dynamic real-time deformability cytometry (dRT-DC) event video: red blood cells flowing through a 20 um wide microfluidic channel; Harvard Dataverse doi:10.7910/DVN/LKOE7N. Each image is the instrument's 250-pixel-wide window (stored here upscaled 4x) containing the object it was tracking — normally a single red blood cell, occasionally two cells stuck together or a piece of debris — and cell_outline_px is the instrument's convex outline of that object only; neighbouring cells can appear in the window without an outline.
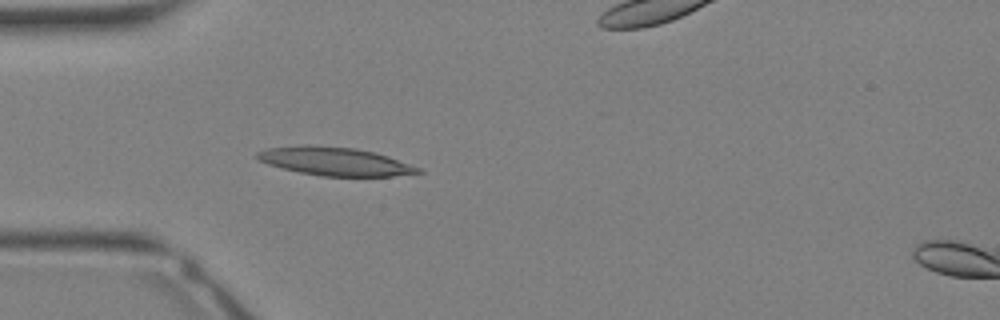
{"species": "Egyptian fruit bat (a non-hibernating species)", "species_latin": "Rousettus aegyptiacus", "temperature_condition": "warm", "stored_images_in_passage": 27, "camera_frame_rate_fps": 3000, "um_per_image_px": 0.085, "animal": {"sex": "female"}, "frame": {"image": 1, "passage_image": 2, "time_ms": 0.333, "image_size_px": [1000, 320], "cell_outline_px": [[424, 172], [392, 176], [320, 176], [300, 172], [268, 164], [260, 160], [256, 156], [256, 152], [268, 148], [304, 144], [308, 144], [356, 148], [376, 152], [388, 156], [420, 168]], "centroid_in_image_um": [28.47, 13.7], "position_along_channel_um": 56.5, "area_um2": 26.53}}
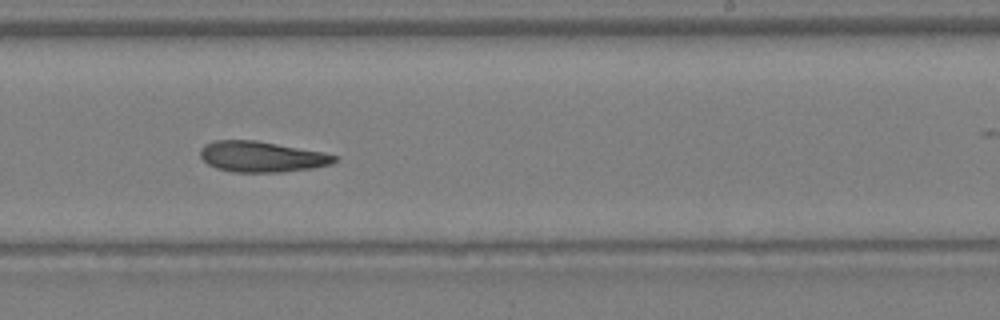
{"frame": {"image": 2, "passage_image": 13, "time_ms": 4.0, "image_size_px": [1000, 320], "cell_outline_px": [[340, 156], [332, 164], [312, 168], [280, 172], [232, 172], [216, 168], [208, 164], [200, 156], [200, 148], [204, 144], [216, 140], [256, 140], [324, 152]], "centroid_in_image_um": [22.25, 13.31], "position_along_channel_um": 266.8, "area_um2": 24.16}}
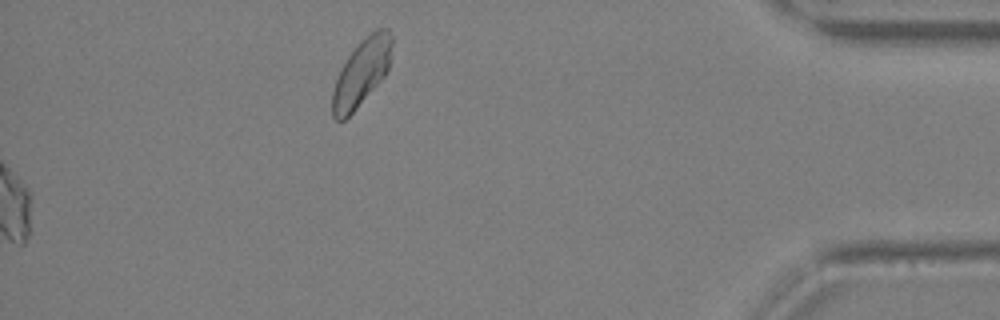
{"frame": {"image": 3, "passage_image": 27, "time_ms": 8.667, "image_size_px": [1000, 320], "cell_outline_px": [[392, 44], [388, 68], [384, 76], [352, 112], [344, 120], [336, 120], [332, 116], [332, 92], [336, 80], [348, 56], [360, 40], [376, 28], [388, 28], [392, 36]], "centroid_in_image_um": [30.73, 6.13], "position_along_channel_um": 404.5, "area_um2": 22.66}}